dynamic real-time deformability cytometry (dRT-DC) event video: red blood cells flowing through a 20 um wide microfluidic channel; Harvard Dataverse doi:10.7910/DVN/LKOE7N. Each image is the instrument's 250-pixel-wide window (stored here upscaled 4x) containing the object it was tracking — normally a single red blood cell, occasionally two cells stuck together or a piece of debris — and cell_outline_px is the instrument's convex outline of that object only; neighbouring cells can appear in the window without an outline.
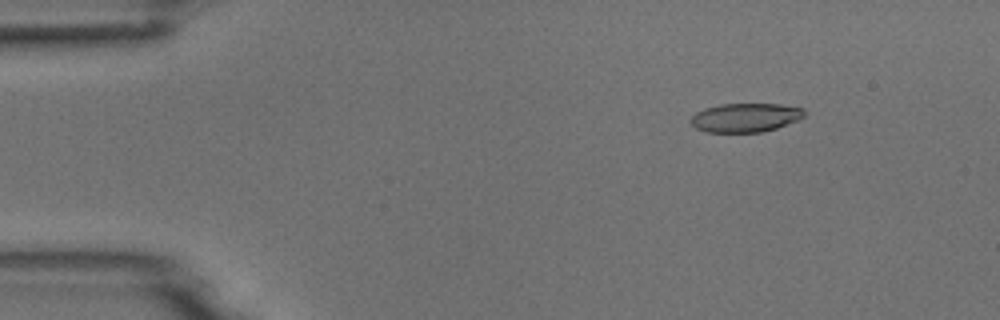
{"species": "common noctule bat (a hibernating species)", "species_latin": "Nyctalus noctula", "temperature_condition": "room temperature", "stored_images_in_passage": 4, "camera_frame_rate_fps": 3000, "um_per_image_px": 0.085, "animal": {"sex": "male", "body_mass_g": 18.8}, "frame": {"image": 1, "passage_image": 2, "time_ms": 0.333, "image_size_px": [1000, 320], "cell_outline_px": [[804, 116], [796, 120], [776, 128], [760, 132], [704, 132], [696, 128], [688, 120], [696, 112], [704, 108], [720, 104], [780, 104], [804, 108]], "centroid_in_image_um": [63.31, 9.99], "position_along_channel_um": 21.7, "area_um2": 19.07}}